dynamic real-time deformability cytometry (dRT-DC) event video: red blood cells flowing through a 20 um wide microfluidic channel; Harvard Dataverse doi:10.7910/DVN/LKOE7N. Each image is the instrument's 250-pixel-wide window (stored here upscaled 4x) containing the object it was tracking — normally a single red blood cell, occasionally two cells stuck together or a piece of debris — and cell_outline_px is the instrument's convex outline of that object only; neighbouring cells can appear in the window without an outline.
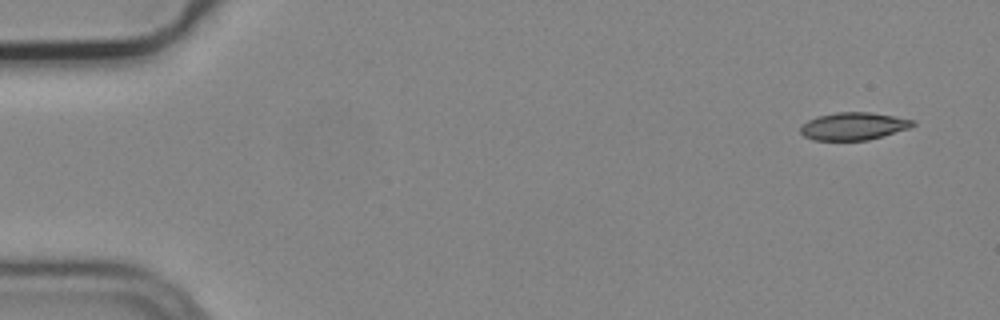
{"species": "common noctule bat (a hibernating species)", "species_latin": "Nyctalus noctula", "temperature_condition": "cold", "stored_images_in_passage": 5, "camera_frame_rate_fps": 3000, "um_per_image_px": 0.085, "animal": {"sex": "male", "body_mass_g": 19.2, "forearm_length_mm": 51.8}, "frame": {"image": 1, "passage_image": 1, "time_ms": 0.0, "image_size_px": [1000, 320], "cell_outline_px": [[916, 124], [912, 128], [884, 136], [868, 140], [812, 140], [804, 136], [800, 132], [800, 128], [808, 120], [816, 116], [836, 112], [868, 112], [916, 120]], "centroid_in_image_um": [72.58, 10.73], "position_along_channel_um": 12.4, "area_um2": 18.21}}
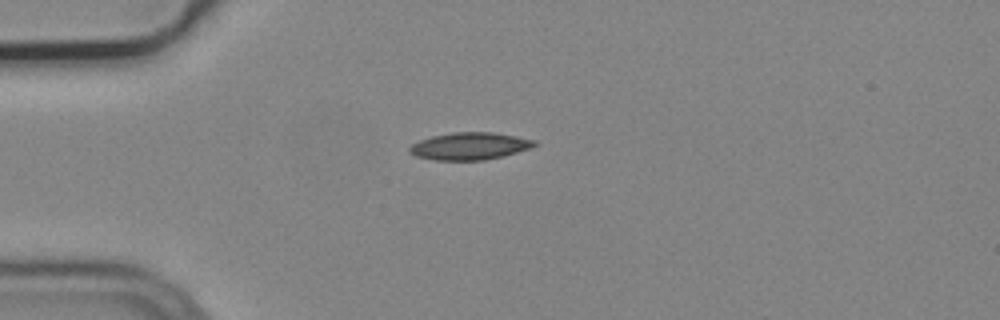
{"frame": {"image": 2, "passage_image": 4, "time_ms": 1.0, "image_size_px": [1000, 320], "cell_outline_px": [[536, 144], [532, 148], [504, 156], [484, 160], [436, 160], [416, 156], [408, 152], [408, 148], [412, 144], [420, 140], [432, 136], [452, 132], [492, 132], [516, 136], [536, 140]], "centroid_in_image_um": [39.93, 12.42], "position_along_channel_um": 45.1, "area_um2": 19.94}}